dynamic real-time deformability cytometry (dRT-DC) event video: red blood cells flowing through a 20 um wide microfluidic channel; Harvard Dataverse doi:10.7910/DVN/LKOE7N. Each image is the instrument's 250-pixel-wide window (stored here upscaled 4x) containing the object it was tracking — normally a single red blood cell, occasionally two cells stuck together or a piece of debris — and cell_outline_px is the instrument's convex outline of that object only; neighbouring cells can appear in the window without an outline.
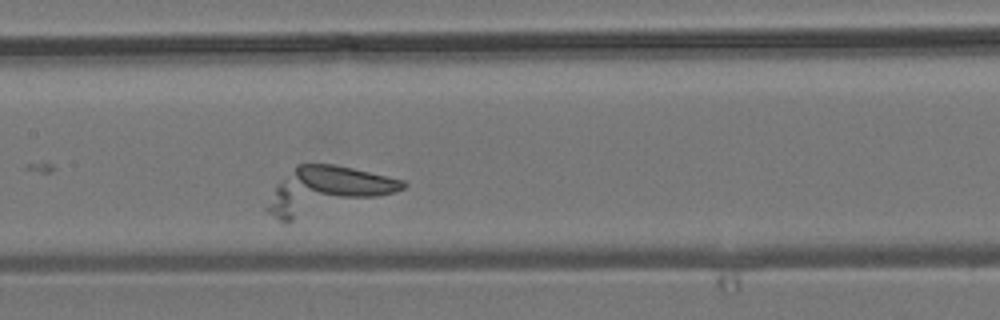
{"species": "common noctule bat (a hibernating species)", "species_latin": "Nyctalus noctula", "temperature_condition": "room temperature", "stored_images_in_passage": 6, "camera_frame_rate_fps": 3000, "um_per_image_px": 0.085, "animal": {"sex": "male", "body_mass_g": 19.2, "forearm_length_mm": 51.8}, "frame": {"image": 1, "passage_image": 6, "time_ms": 6.0, "image_size_px": [1000, 320], "cell_outline_px": [[408, 184], [404, 188], [392, 192], [284, 224], [268, 212], [264, 208], [276, 184], [296, 164], [336, 164], [404, 180]], "centroid_in_image_um": [27.64, 16.16], "position_along_channel_um": 179.8, "area_um2": 36.13}}